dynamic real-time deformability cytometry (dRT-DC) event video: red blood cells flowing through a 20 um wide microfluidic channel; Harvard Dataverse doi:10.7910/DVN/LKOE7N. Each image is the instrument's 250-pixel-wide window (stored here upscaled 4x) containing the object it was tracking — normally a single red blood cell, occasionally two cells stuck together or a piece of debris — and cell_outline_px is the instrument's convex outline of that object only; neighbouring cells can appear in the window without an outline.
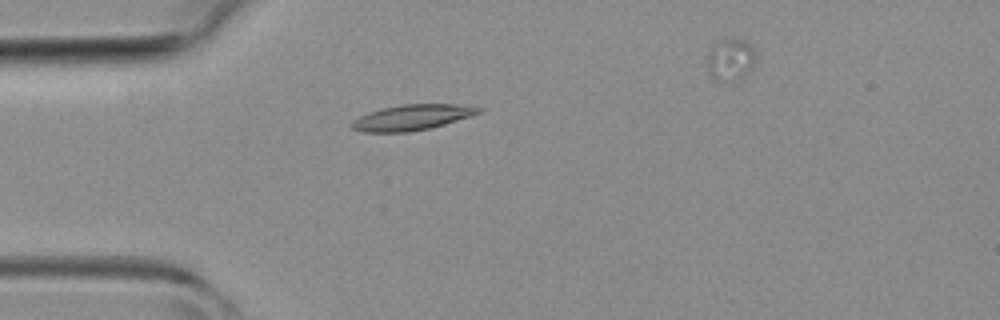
{"species": "common noctule bat (a hibernating species)", "species_latin": "Nyctalus noctula", "temperature_condition": "room temperature", "stored_images_in_passage": 3, "camera_frame_rate_fps": 3000, "um_per_image_px": 0.085, "animal": {"sex": "female", "body_mass_g": 19.3, "forearm_length_mm": 54.1}, "frame": {"image": 1, "passage_image": 3, "time_ms": 2.333, "image_size_px": [1000, 320], "cell_outline_px": [[484, 112], [444, 124], [428, 128], [408, 132], [364, 132], [352, 128], [348, 124], [352, 120], [368, 112], [380, 108], [404, 104], [456, 104], [484, 108]], "centroid_in_image_um": [35.01, 9.97], "position_along_channel_um": 50.0, "area_um2": 18.96}}